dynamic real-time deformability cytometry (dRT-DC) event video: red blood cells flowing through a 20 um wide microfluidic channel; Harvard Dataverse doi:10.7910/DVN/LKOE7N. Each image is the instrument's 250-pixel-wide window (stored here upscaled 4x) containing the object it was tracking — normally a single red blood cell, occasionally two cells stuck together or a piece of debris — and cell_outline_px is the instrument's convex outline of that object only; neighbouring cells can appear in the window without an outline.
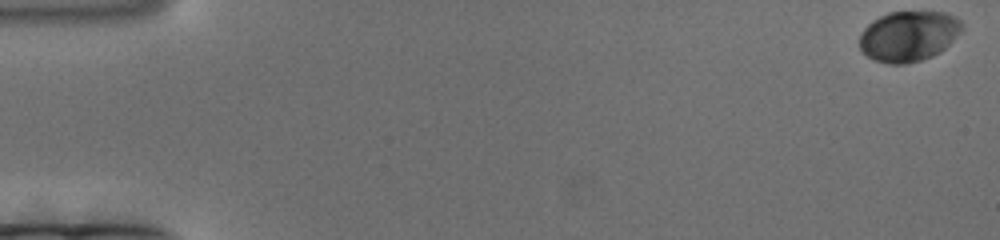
{"species": "human", "species_latin": "Homo sapiens", "temperature_condition": "cold", "stored_images_in_passage": 183, "camera_frame_rate_fps": 3000, "um_per_image_px": 0.085, "donor": {"sex": "female"}, "frame": {"image": 1, "passage_image": 1, "time_ms": 0.0, "image_size_px": [1000, 240], "cell_outline_px": [[964, 28], [940, 52], [932, 56], [908, 64], [888, 64], [876, 60], [868, 56], [860, 48], [860, 36], [864, 28], [872, 20], [888, 12], [944, 12], [956, 16], [964, 24]], "centroid_in_image_um": [77.24, 3.06], "position_along_channel_um": 7.8, "area_um2": 30.06}}
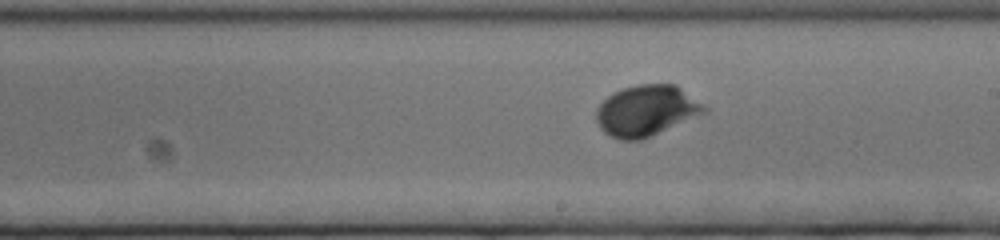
{"frame": {"image": 2, "passage_image": 105, "time_ms": 34.667, "image_size_px": [1000, 240], "cell_outline_px": [[708, 112], [652, 136], [640, 140], [620, 140], [604, 132], [600, 128], [596, 120], [596, 108], [612, 92], [636, 84], [676, 84], [704, 104], [708, 108]], "centroid_in_image_um": [54.96, 9.4], "position_along_channel_um": 234.0, "area_um2": 32.25}}
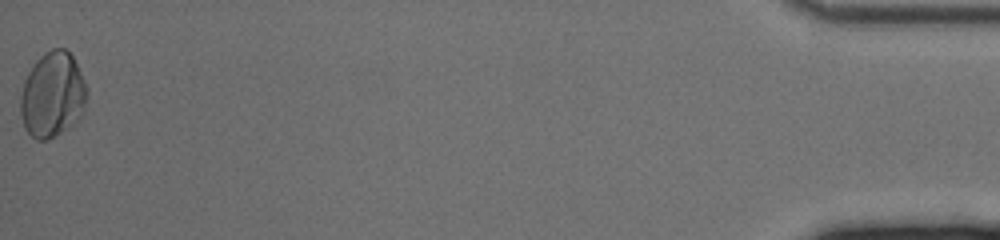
{"frame": {"image": 3, "passage_image": 183, "time_ms": 60.667, "image_size_px": [1000, 240], "cell_outline_px": [[88, 92], [84, 108], [80, 120], [68, 128], [44, 140], [36, 140], [24, 128], [20, 116], [20, 96], [24, 80], [28, 72], [36, 60], [44, 52], [52, 48], [64, 48], [72, 56], [88, 88]], "centroid_in_image_um": [4.46, 8.06], "position_along_channel_um": 430.7, "area_um2": 33.23}}